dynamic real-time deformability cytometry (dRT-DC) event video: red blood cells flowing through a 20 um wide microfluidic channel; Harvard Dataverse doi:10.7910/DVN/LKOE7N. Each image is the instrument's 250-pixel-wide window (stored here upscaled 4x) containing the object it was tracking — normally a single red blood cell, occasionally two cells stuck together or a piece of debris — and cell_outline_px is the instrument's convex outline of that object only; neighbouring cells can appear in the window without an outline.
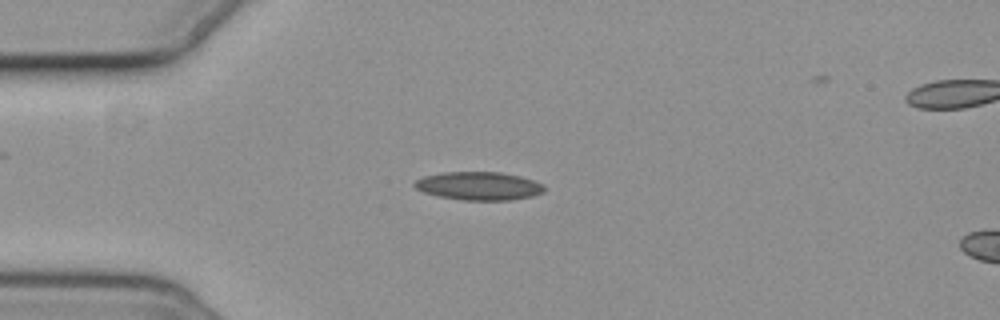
{"species": "common noctule bat (a hibernating species)", "species_latin": "Nyctalus noctula", "temperature_condition": "cold", "stored_images_in_passage": 7, "camera_frame_rate_fps": 3000, "um_per_image_px": 0.085, "animal": {"sex": "female", "body_mass_g": 19.3, "forearm_length_mm": 54.1}, "frame": {"image": 1, "passage_image": 1, "time_ms": 0.0, "image_size_px": [1000, 320], "cell_outline_px": [[544, 192], [532, 196], [508, 200], [464, 200], [440, 196], [424, 192], [416, 188], [412, 184], [416, 180], [424, 176], [440, 172], [500, 172], [520, 176], [544, 184]], "centroid_in_image_um": [40.7, 15.8], "position_along_channel_um": 44.3, "area_um2": 21.27}}
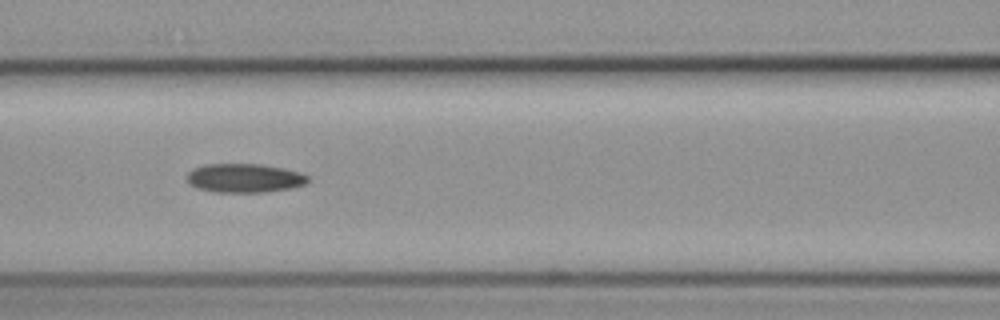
{"frame": {"image": 2, "passage_image": 4, "time_ms": 3.333, "image_size_px": [1000, 320], "cell_outline_px": [[308, 180], [304, 184], [292, 188], [264, 192], [216, 192], [196, 188], [188, 184], [188, 172], [204, 164], [260, 164], [300, 172], [308, 176]], "centroid_in_image_um": [20.76, 15.14], "position_along_channel_um": 145.8, "area_um2": 20.23}}
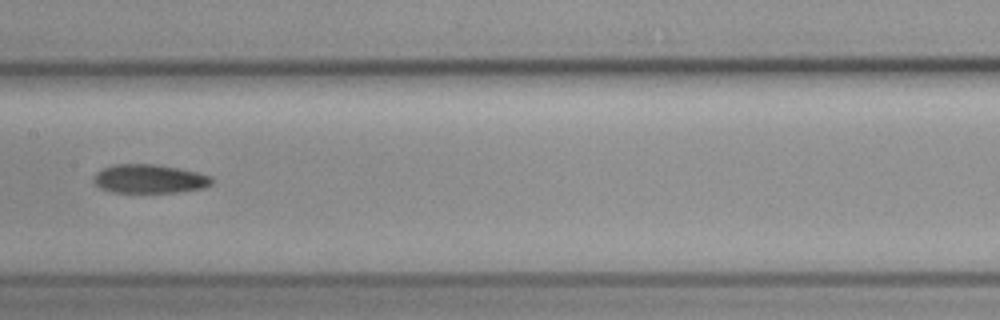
{"frame": {"image": 3, "passage_image": 5, "time_ms": 4.667, "image_size_px": [1000, 320], "cell_outline_px": [[212, 184], [204, 188], [176, 192], [112, 192], [100, 188], [92, 180], [96, 172], [112, 164], [156, 164], [200, 172], [212, 176]], "centroid_in_image_um": [12.71, 15.19], "position_along_channel_um": 194.7, "area_um2": 19.94}}